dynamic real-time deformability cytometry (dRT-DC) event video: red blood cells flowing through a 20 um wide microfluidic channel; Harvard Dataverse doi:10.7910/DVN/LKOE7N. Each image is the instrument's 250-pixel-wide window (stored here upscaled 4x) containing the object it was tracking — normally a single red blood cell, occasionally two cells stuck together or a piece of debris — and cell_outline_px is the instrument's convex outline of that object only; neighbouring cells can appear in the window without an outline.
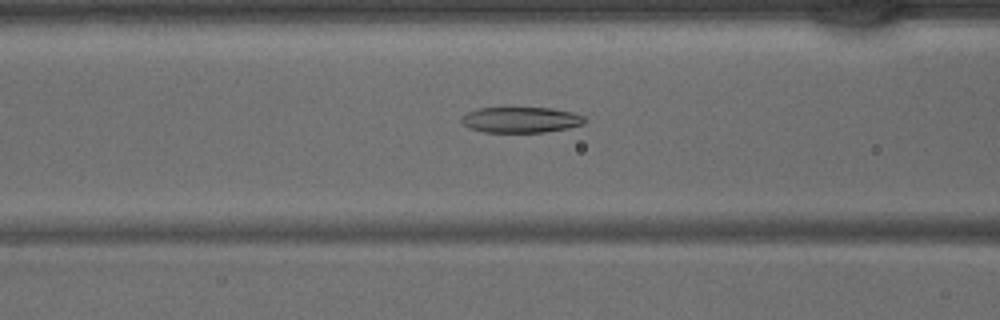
{"species": "common noctule bat (a hibernating species)", "species_latin": "Nyctalus noctula", "temperature_condition": "warm", "stored_images_in_passage": 43, "camera_frame_rate_fps": 3000, "um_per_image_px": 0.085, "animal": {"sex": "male", "body_mass_g": 15.6}, "frame": {"image": 1, "passage_image": 17, "time_ms": 5.333, "image_size_px": [1000, 320], "cell_outline_px": [[588, 120], [584, 124], [568, 128], [544, 132], [484, 132], [468, 128], [460, 120], [460, 116], [468, 112], [480, 108], [552, 108], [572, 112], [584, 116]], "centroid_in_image_um": [44.28, 10.19], "position_along_channel_um": 122.3, "area_um2": 18.55}}
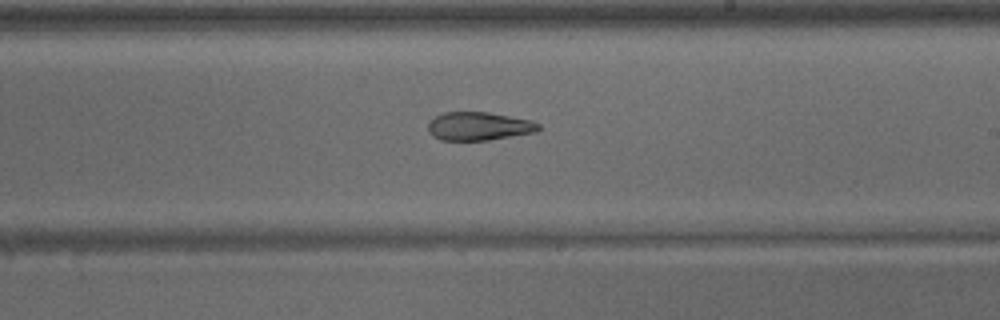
{"frame": {"image": 2, "passage_image": 25, "time_ms": 8.0, "image_size_px": [1000, 320], "cell_outline_px": [[540, 128], [536, 132], [488, 140], [440, 140], [432, 136], [428, 132], [428, 124], [436, 116], [444, 112], [488, 112], [532, 120], [540, 124]], "centroid_in_image_um": [40.7, 10.73], "position_along_channel_um": 248.3, "area_um2": 18.26}}
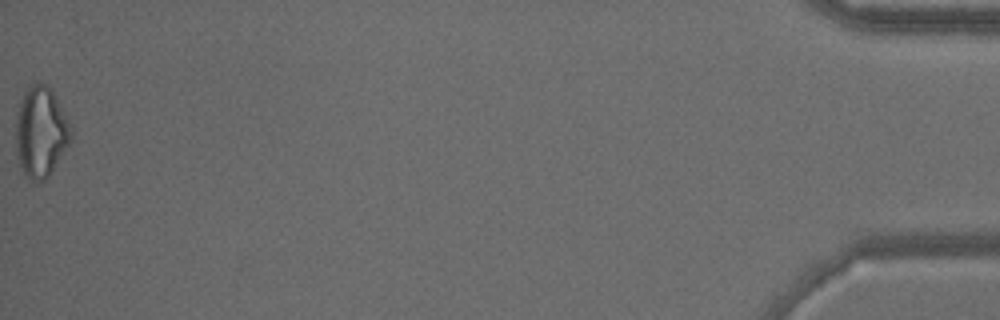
{"frame": {"image": 3, "passage_image": 43, "time_ms": 14.0, "image_size_px": [1000, 320], "cell_outline_px": [[72, 136], [68, 144], [48, 176], [44, 180], [28, 180], [24, 176], [20, 164], [16, 148], [16, 120], [20, 100], [24, 92], [32, 84], [40, 80], [48, 84], [52, 88], [72, 128]], "centroid_in_image_um": [3.46, 11.16], "position_along_channel_um": 431.7, "area_um2": 29.07}}